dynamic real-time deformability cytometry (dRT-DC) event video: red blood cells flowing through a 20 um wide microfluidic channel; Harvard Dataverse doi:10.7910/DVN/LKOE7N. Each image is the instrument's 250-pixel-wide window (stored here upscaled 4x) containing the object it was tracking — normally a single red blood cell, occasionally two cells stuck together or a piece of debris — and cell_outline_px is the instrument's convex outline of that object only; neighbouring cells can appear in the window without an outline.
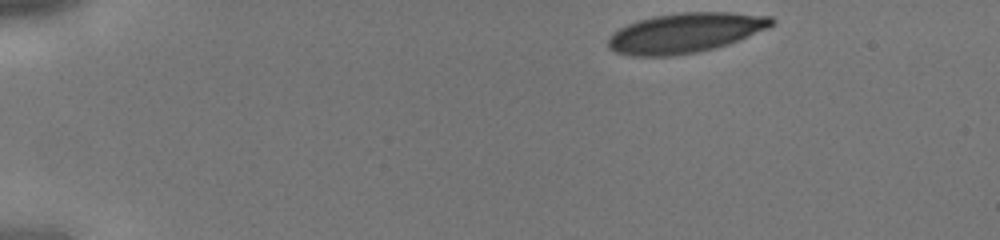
{"species": "human", "species_latin": "Homo sapiens", "temperature_condition": "cold", "stored_images_in_passage": 37, "camera_frame_rate_fps": 3000, "um_per_image_px": 0.085, "donor": {"sex": "male"}, "frame": {"image": 1, "passage_image": 1, "time_ms": 0.0, "image_size_px": [1000, 240], "cell_outline_px": [[776, 20], [768, 28], [728, 44], [716, 48], [696, 52], [672, 56], [632, 56], [616, 52], [608, 48], [608, 40], [612, 32], [636, 20], [652, 16], [680, 12], [732, 12], [772, 16]], "centroid_in_image_um": [58.24, 2.78], "position_along_channel_um": 26.8, "area_um2": 38.15}}
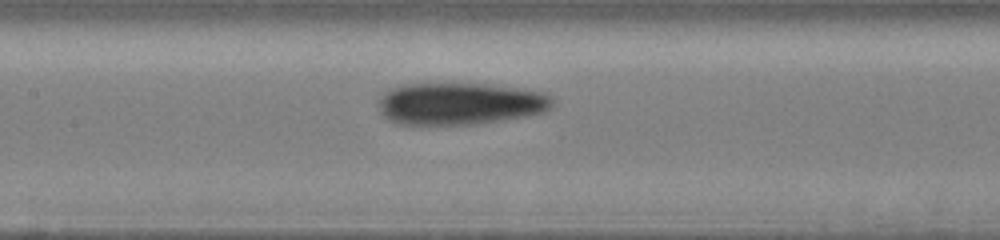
{"frame": {"image": 2, "passage_image": 16, "time_ms": 5.0, "image_size_px": [1000, 240], "cell_outline_px": [[556, 104], [552, 108], [544, 112], [524, 116], [500, 120], [472, 124], [396, 124], [388, 120], [380, 112], [376, 104], [380, 96], [388, 88], [400, 84], [488, 84], [520, 88], [544, 92], [552, 96]], "centroid_in_image_um": [39.08, 8.8], "position_along_channel_um": 168.3, "area_um2": 43.12}}
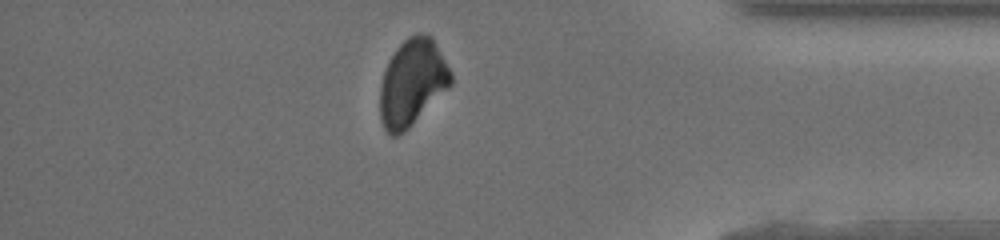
{"frame": {"image": 3, "passage_image": 32, "time_ms": 10.333, "image_size_px": [1000, 240], "cell_outline_px": [[452, 84], [404, 132], [396, 136], [392, 136], [384, 128], [380, 120], [380, 84], [384, 68], [388, 60], [396, 48], [408, 36], [416, 32], [428, 32], [432, 36], [452, 72]], "centroid_in_image_um": [35.03, 6.96], "position_along_channel_um": 400.2, "area_um2": 36.01}}